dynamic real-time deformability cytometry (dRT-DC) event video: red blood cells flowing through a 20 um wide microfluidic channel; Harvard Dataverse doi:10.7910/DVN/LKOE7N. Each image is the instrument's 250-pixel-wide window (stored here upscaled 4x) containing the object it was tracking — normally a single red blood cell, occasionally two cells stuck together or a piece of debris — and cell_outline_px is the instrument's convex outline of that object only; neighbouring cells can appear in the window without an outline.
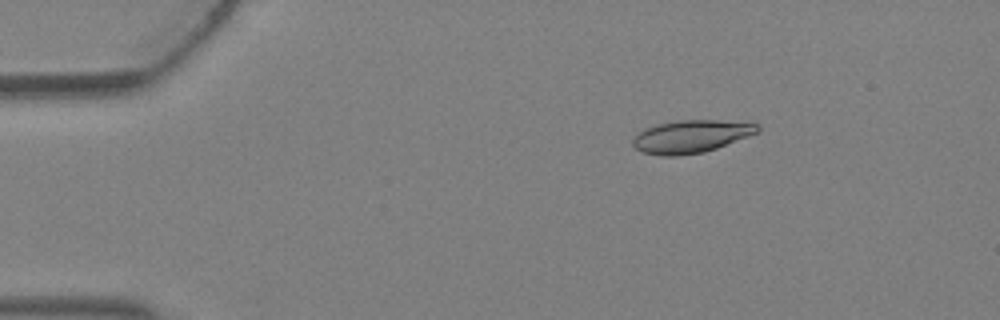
{"species": "Egyptian fruit bat (a non-hibernating species)", "species_latin": "Rousettus aegyptiacus", "temperature_condition": "warm", "stored_images_in_passage": 1, "camera_frame_rate_fps": 3000, "um_per_image_px": 0.085, "animal": {"sex": "female"}, "frame": {"image": 1, "passage_image": 1, "time_ms": 0.0, "image_size_px": [1000, 320], "cell_outline_px": [[760, 132], [716, 148], [704, 152], [676, 156], [660, 156], [644, 152], [636, 148], [632, 144], [632, 140], [644, 128], [656, 124], [676, 120], [752, 120], [760, 124]], "centroid_in_image_um": [58.84, 11.56], "position_along_channel_um": 26.2, "area_um2": 24.28}}